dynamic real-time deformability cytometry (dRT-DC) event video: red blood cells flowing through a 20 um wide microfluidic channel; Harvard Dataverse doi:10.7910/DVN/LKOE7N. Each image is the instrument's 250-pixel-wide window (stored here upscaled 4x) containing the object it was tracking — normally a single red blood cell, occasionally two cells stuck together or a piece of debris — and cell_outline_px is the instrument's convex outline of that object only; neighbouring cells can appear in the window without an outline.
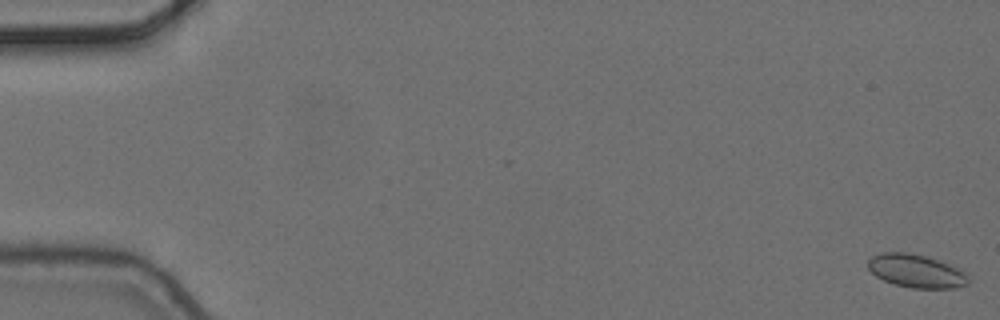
{"species": "common noctule bat (a hibernating species)", "species_latin": "Nyctalus noctula", "temperature_condition": "cold", "stored_images_in_passage": 6, "camera_frame_rate_fps": 3000, "um_per_image_px": 0.085, "animal": {"sex": "female", "body_mass_g": 24.6, "forearm_length_mm": 56.2}, "frame": {"image": 1, "passage_image": 1, "time_ms": 0.0, "image_size_px": [1000, 320], "cell_outline_px": [[972, 280], [968, 284], [956, 288], [912, 288], [896, 284], [884, 280], [876, 276], [868, 268], [868, 260], [872, 256], [880, 252], [904, 252], [928, 256], [960, 268], [972, 276]], "centroid_in_image_um": [77.95, 23.03], "position_along_channel_um": 7.0, "area_um2": 19.77}}
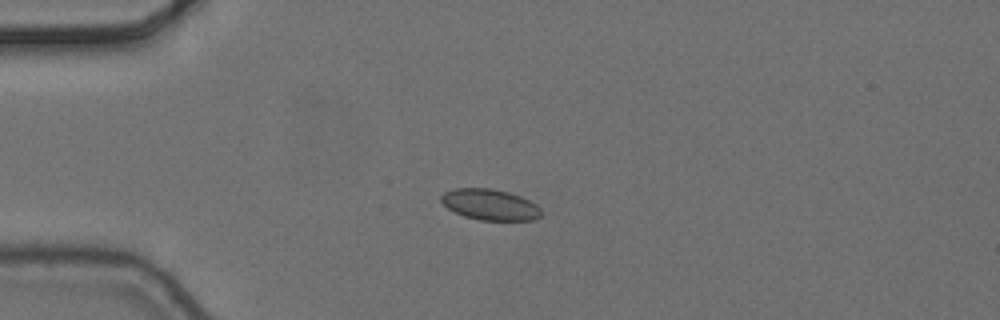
{"frame": {"image": 2, "passage_image": 5, "time_ms": 1.333, "image_size_px": [1000, 320], "cell_outline_px": [[540, 216], [536, 220], [480, 220], [464, 216], [448, 208], [440, 200], [440, 196], [444, 192], [456, 188], [492, 188], [508, 192], [520, 196], [536, 204], [540, 208]], "centroid_in_image_um": [41.64, 17.39], "position_along_channel_um": 43.4, "area_um2": 17.98}}